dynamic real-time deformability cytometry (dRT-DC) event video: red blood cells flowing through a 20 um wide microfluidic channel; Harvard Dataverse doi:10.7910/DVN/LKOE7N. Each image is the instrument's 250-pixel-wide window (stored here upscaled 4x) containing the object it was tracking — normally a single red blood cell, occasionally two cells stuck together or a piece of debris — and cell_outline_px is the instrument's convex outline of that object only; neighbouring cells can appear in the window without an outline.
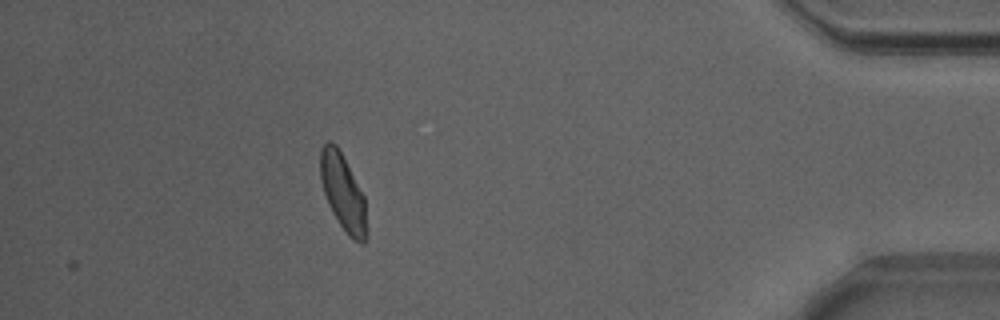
{"species": "Egyptian fruit bat (a non-hibernating species)", "species_latin": "Rousettus aegyptiacus", "temperature_condition": "warm", "stored_images_in_passage": 31, "camera_frame_rate_fps": 3000, "um_per_image_px": 0.085, "animal": {"sex": "male"}, "frame": {"image": 1, "passage_image": 31, "time_ms": 10.0, "image_size_px": [1000, 320], "cell_outline_px": [[368, 236], [364, 244], [360, 244], [352, 240], [348, 236], [332, 212], [328, 204], [320, 180], [320, 148], [328, 140], [336, 144], [364, 196]], "centroid_in_image_um": [29.16, 16.41], "position_along_channel_um": 406.0, "area_um2": 20.69}, "authors_computed_cell_mechanics": {"area_um2": 21.0392, "velocity_mm_per_s": 3.8488, "shape_relaxation_time_tau1_ms": 4.0142, "shape_relaxation_time_tau2_ms": 0.9445, "deformation_change_tau1": 0.1296, "deformation_change_tau2": 0.0651}}